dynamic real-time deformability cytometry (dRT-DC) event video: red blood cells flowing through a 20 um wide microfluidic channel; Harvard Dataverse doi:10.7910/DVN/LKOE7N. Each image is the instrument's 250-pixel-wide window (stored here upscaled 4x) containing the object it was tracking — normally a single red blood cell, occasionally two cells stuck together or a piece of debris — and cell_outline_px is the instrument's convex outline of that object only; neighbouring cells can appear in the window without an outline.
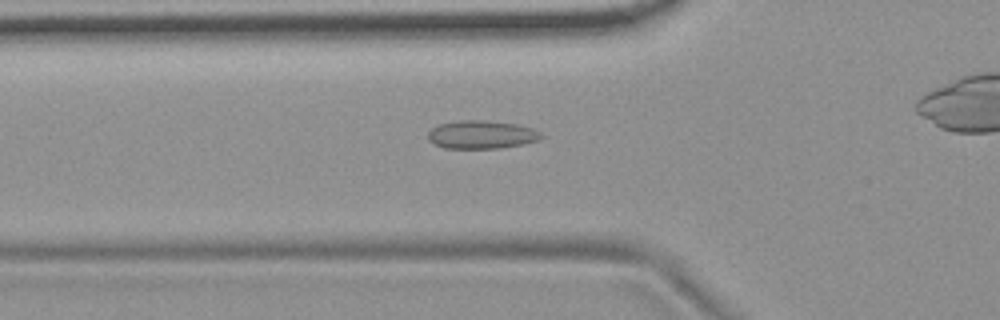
{"species": "common noctule bat (a hibernating species)", "species_latin": "Nyctalus noctula", "temperature_condition": "room temperature", "stored_images_in_passage": 45, "camera_frame_rate_fps": 3000, "um_per_image_px": 0.085, "animal": {"sex": "female", "body_mass_g": 19.9}, "frame": {"image": 1, "passage_image": 19, "time_ms": 6.0, "image_size_px": [1000, 320], "cell_outline_px": [[544, 136], [540, 140], [524, 144], [500, 148], [444, 148], [432, 144], [428, 140], [428, 132], [432, 128], [440, 124], [460, 120], [484, 120], [516, 124], [532, 128], [540, 132]], "centroid_in_image_um": [40.93, 11.45], "position_along_channel_um": 84.9, "area_um2": 18.73}}
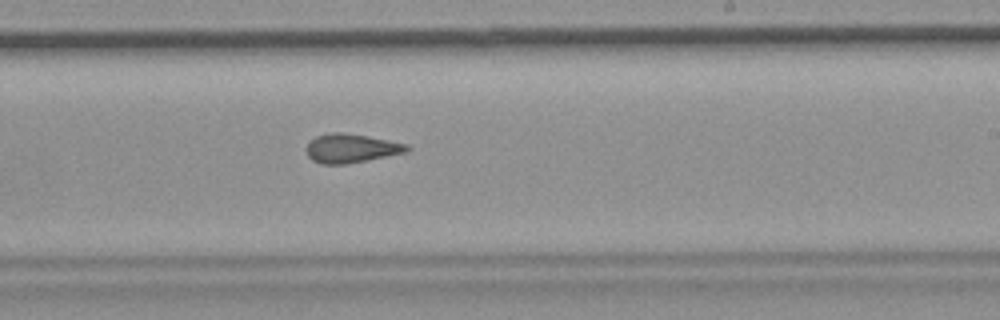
{"frame": {"image": 2, "passage_image": 33, "time_ms": 10.667, "image_size_px": [1000, 320], "cell_outline_px": [[412, 148], [408, 152], [344, 164], [320, 164], [312, 160], [308, 156], [304, 148], [316, 136], [328, 132], [344, 132], [368, 136], [408, 144]], "centroid_in_image_um": [29.84, 12.59], "position_along_channel_um": 259.2, "area_um2": 17.05}}
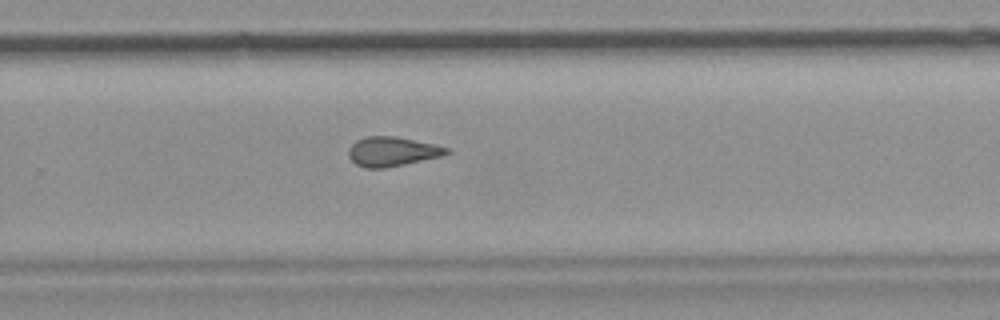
{"frame": {"image": 3, "passage_image": 36, "time_ms": 11.667, "image_size_px": [1000, 320], "cell_outline_px": [[452, 152], [444, 156], [384, 168], [364, 168], [356, 164], [348, 156], [348, 148], [356, 140], [364, 136], [396, 136], [452, 148]], "centroid_in_image_um": [33.36, 12.87], "position_along_channel_um": 296.4, "area_um2": 17.05}}